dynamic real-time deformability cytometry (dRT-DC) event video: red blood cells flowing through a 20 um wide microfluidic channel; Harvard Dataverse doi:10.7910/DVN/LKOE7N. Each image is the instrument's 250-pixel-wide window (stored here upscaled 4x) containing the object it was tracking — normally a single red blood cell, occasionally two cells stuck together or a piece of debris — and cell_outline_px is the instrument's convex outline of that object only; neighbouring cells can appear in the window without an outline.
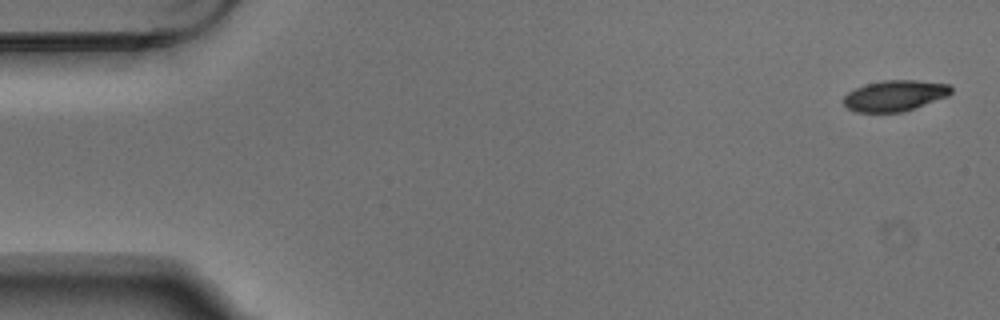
{"species": "Egyptian fruit bat (a non-hibernating species)", "species_latin": "Rousettus aegyptiacus", "temperature_condition": "warm", "stored_images_in_passage": 3, "camera_frame_rate_fps": 3000, "um_per_image_px": 0.085, "animal": {"sex": "male"}, "frame": {"image": 1, "passage_image": 1, "time_ms": 0.0, "image_size_px": [1000, 320], "cell_outline_px": [[952, 92], [948, 96], [904, 112], [856, 112], [848, 108], [844, 104], [844, 96], [848, 92], [856, 88], [868, 84], [884, 80], [916, 80], [948, 84], [952, 88]], "centroid_in_image_um": [76.08, 8.14], "position_along_channel_um": 8.9, "area_um2": 19.25}}